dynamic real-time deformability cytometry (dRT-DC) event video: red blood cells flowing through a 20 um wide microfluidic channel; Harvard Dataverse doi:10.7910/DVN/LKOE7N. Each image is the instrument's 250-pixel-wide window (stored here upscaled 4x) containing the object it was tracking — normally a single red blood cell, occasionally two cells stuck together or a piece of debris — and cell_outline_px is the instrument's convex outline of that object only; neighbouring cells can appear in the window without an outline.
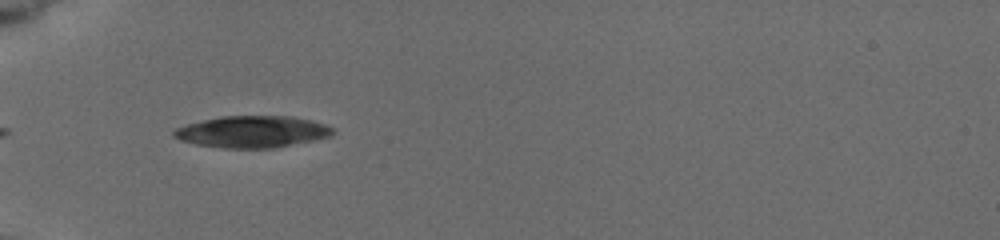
{"species": "common noctule bat (a hibernating species)", "species_latin": "Nyctalus noctula", "temperature_condition": "cold", "stored_images_in_passage": 7, "camera_frame_rate_fps": 3000, "um_per_image_px": 0.085, "animal": {"sex": "female", "body_mass_g": 19.5, "forearm_length_mm": 54.1}, "frame": {"image": 1, "passage_image": 6, "time_ms": 4.667, "image_size_px": [1000, 240], "cell_outline_px": [[332, 132], [328, 136], [312, 140], [272, 148], [224, 148], [196, 144], [180, 140], [172, 136], [172, 132], [176, 128], [188, 124], [220, 116], [292, 116], [324, 124], [332, 128]], "centroid_in_image_um": [21.37, 11.19], "position_along_channel_um": 63.6, "area_um2": 28.9}}